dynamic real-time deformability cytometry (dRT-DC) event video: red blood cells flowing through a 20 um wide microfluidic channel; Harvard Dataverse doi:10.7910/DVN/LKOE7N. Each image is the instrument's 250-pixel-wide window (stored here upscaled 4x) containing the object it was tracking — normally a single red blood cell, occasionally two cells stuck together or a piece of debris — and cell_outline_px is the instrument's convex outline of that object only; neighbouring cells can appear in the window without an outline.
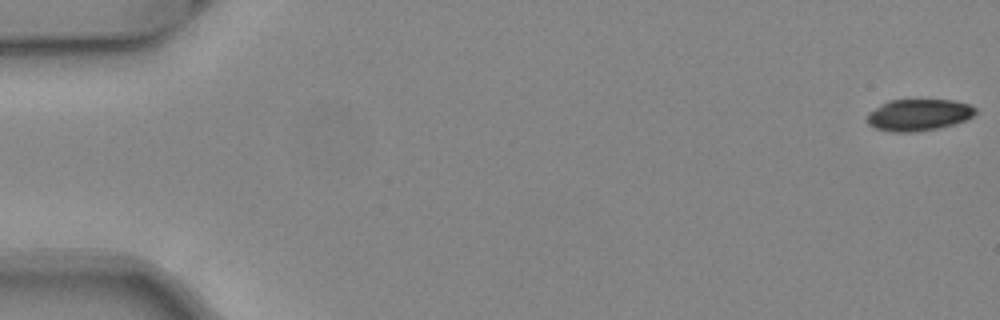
{"species": "common noctule bat (a hibernating species)", "species_latin": "Nyctalus noctula", "temperature_condition": "warm", "stored_images_in_passage": 51, "camera_frame_rate_fps": 3000, "um_per_image_px": 0.085, "animal": {"sex": "female", "body_mass_g": 24.6, "forearm_length_mm": 56.2}, "frame": {"image": 1, "passage_image": 1, "time_ms": 0.0, "image_size_px": [1000, 320], "cell_outline_px": [[976, 112], [972, 116], [956, 124], [940, 128], [916, 132], [892, 132], [876, 128], [868, 124], [868, 112], [880, 104], [888, 100], [952, 100], [972, 104], [976, 108]], "centroid_in_image_um": [78.1, 9.76], "position_along_channel_um": 6.9, "area_um2": 20.17}}
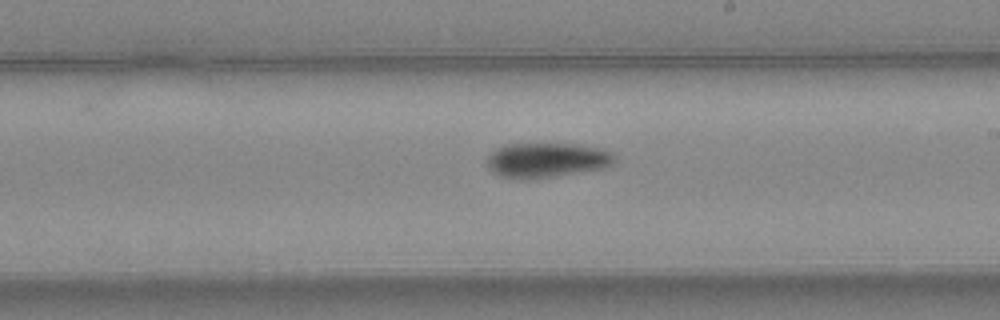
{"frame": {"image": 2, "passage_image": 30, "time_ms": 9.667, "image_size_px": [1000, 320], "cell_outline_px": [[616, 160], [612, 164], [604, 168], [532, 180], [520, 180], [500, 176], [492, 172], [488, 168], [484, 160], [488, 152], [504, 144], [576, 144], [604, 148], [612, 152], [616, 156]], "centroid_in_image_um": [46.42, 13.61], "position_along_channel_um": 242.6, "area_um2": 26.65}}
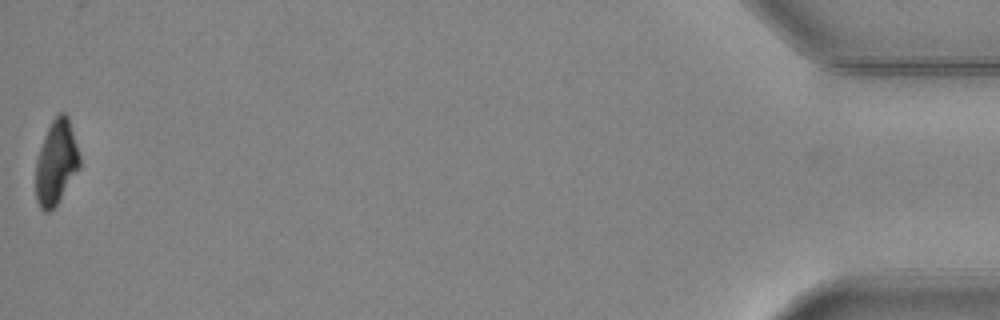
{"frame": {"image": 3, "passage_image": 51, "time_ms": 16.667, "image_size_px": [1000, 320], "cell_outline_px": [[80, 168], [60, 200], [48, 212], [44, 212], [40, 208], [36, 200], [36, 160], [44, 136], [52, 120], [60, 112], [64, 112], [68, 116], [80, 156]], "centroid_in_image_um": [4.78, 13.82], "position_along_channel_um": 430.4, "area_um2": 21.56}, "authors_computed_cell_mechanics": {"area_um2": 24.1026, "velocity_mm_per_s": 4.0793, "shape_relaxation_time_tau1_ms": 3.2082, "shape_relaxation_time_tau2_ms": 8.4777, "deformation_change_tau1": 0.1533, "deformation_change_tau2": 0.1238}}